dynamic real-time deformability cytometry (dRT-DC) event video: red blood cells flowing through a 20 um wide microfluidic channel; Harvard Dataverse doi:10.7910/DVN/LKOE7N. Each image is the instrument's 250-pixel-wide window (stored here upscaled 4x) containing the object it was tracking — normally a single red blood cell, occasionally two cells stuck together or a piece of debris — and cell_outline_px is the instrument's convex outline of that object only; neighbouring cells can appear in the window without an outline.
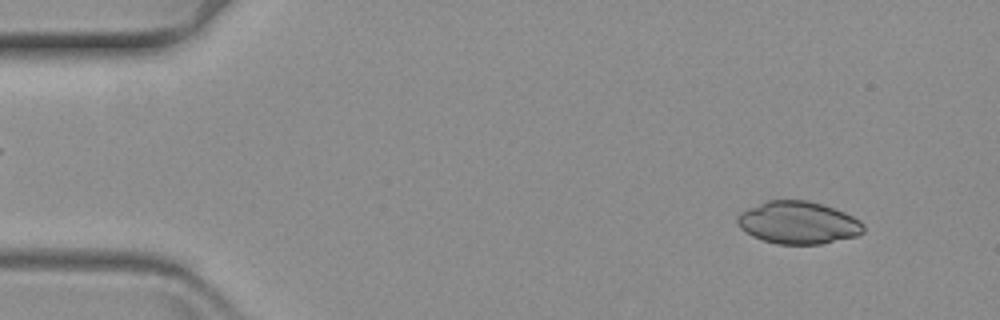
{"species": "common noctule bat (a hibernating species)", "species_latin": "Nyctalus noctula", "temperature_condition": "warm", "stored_images_in_passage": 58, "camera_frame_rate_fps": 3000, "um_per_image_px": 0.085, "animal": {"sex": "female", "body_mass_g": 19.3, "forearm_length_mm": 54.1}, "frame": {"image": 1, "passage_image": 5, "time_ms": 1.333, "image_size_px": [1000, 320], "cell_outline_px": [[864, 232], [856, 236], [820, 244], [776, 244], [752, 236], [744, 232], [740, 228], [736, 220], [736, 216], [740, 212], [748, 208], [768, 200], [808, 200], [824, 204], [844, 212], [860, 220], [864, 224]], "centroid_in_image_um": [67.83, 18.92], "position_along_channel_um": 17.2, "area_um2": 31.39}}